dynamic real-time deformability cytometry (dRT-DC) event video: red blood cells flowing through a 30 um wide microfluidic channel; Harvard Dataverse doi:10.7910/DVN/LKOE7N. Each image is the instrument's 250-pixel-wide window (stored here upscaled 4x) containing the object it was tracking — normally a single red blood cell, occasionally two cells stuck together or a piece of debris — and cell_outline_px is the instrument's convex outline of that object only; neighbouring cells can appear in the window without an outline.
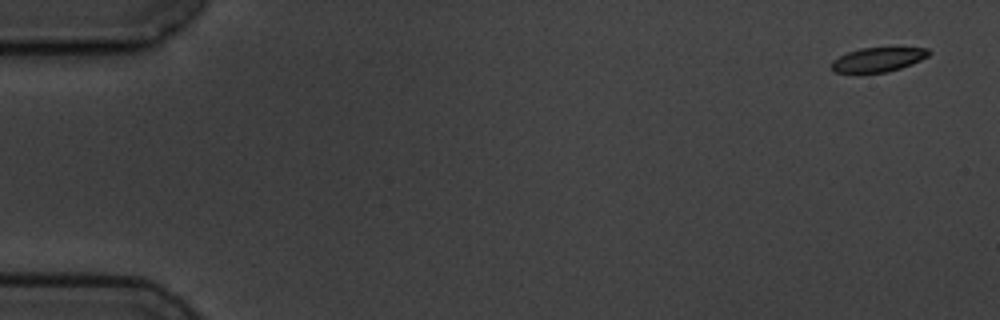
{"species": "common noctule bat (a hibernating species)", "species_latin": "Nyctalus noctula", "temperature_condition": "cold", "stored_images_in_passage": 6, "segment_of_instrument_passage": [1, 2], "camera_frame_rate_fps": 3000, "um_per_image_px": 0.085, "animal": {"sex": "male", "body_mass_g": 19.5, "forearm_length_mm": 54.6}, "frame": {"image": 1, "passage_image": 1, "time_ms": 0.0, "image_size_px": [1000, 320], "cell_outline_px": [[932, 52], [928, 56], [912, 64], [888, 72], [832, 72], [832, 60], [848, 52], [860, 48], [928, 48]], "centroid_in_image_um": [74.65, 5.06], "position_along_channel_um": 10.4, "area_um2": 13.58}}
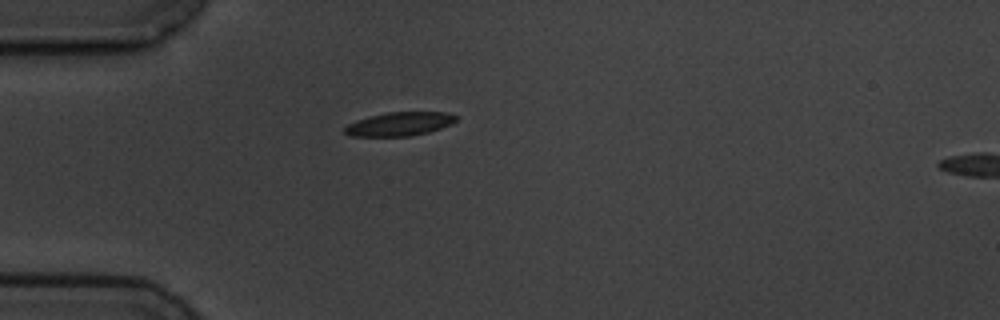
{"frame": {"image": 2, "passage_image": 5, "time_ms": 4.667, "image_size_px": [1000, 320], "cell_outline_px": [[456, 120], [452, 124], [428, 132], [412, 136], [352, 136], [344, 132], [344, 128], [348, 124], [356, 120], [368, 116], [388, 112], [444, 112], [456, 116]], "centroid_in_image_um": [33.94, 10.54], "position_along_channel_um": 51.1, "area_um2": 15.32}}